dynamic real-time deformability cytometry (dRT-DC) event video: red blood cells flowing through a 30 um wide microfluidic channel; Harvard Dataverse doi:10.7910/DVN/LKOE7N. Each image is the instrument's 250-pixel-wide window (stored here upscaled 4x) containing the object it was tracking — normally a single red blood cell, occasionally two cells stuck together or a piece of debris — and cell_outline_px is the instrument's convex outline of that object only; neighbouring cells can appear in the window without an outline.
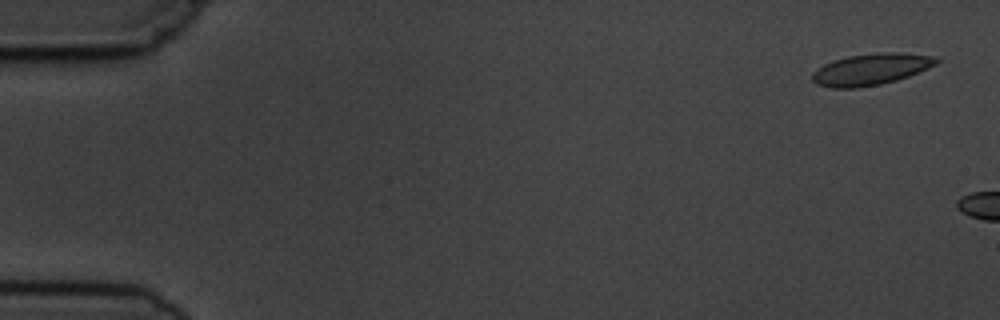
{"species": "common noctule bat (a hibernating species)", "species_latin": "Nyctalus noctula", "temperature_condition": "cold", "stored_images_in_passage": 3, "camera_frame_rate_fps": 3000, "um_per_image_px": 0.085, "animal": {"sex": "male", "body_mass_g": 19.5, "forearm_length_mm": 54.6}, "frame": {"image": 1, "passage_image": 1, "time_ms": 0.0, "image_size_px": [1000, 320], "cell_outline_px": [[940, 60], [936, 64], [928, 68], [908, 76], [896, 80], [880, 84], [856, 88], [832, 88], [816, 84], [812, 80], [812, 72], [824, 64], [848, 56], [880, 52], [896, 52], [936, 56]], "centroid_in_image_um": [74.03, 5.89], "position_along_channel_um": 11.0, "area_um2": 22.66}}